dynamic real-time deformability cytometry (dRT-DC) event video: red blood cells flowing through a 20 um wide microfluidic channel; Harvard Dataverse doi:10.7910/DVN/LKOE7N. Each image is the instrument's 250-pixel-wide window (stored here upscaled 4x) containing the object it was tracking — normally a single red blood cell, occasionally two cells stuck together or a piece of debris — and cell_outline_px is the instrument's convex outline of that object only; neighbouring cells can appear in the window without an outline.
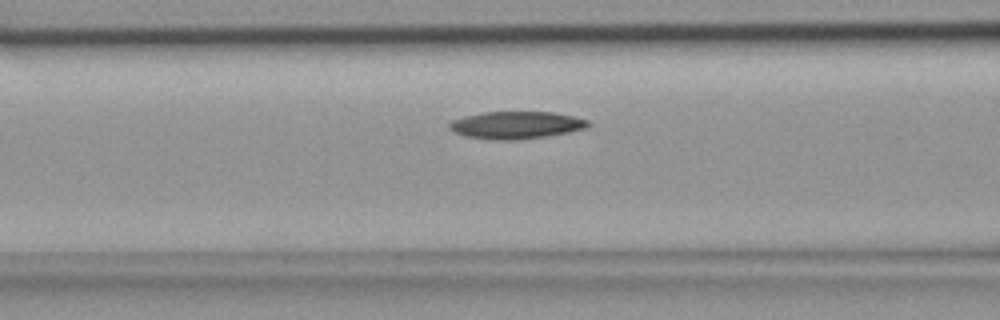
{"species": "common noctule bat (a hibernating species)", "species_latin": "Nyctalus noctula", "temperature_condition": "room temperature", "stored_images_in_passage": 23, "camera_frame_rate_fps": 3000, "um_per_image_px": 0.085, "animal": {"sex": "female", "body_mass_g": 18.4}, "frame": {"image": 1, "passage_image": 5, "time_ms": 1.333, "image_size_px": [1000, 320], "cell_outline_px": [[592, 124], [588, 128], [568, 132], [544, 136], [516, 140], [496, 140], [468, 136], [456, 132], [448, 128], [448, 124], [452, 120], [464, 116], [480, 112], [552, 112], [572, 116], [588, 120]], "centroid_in_image_um": [43.88, 10.62], "position_along_channel_um": 122.7, "area_um2": 22.02}}
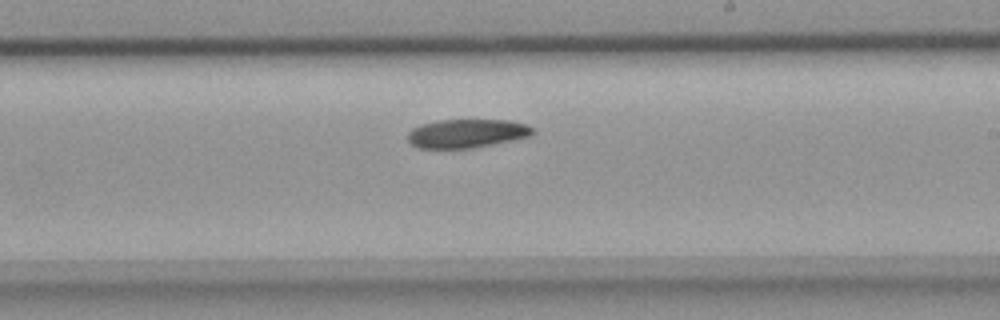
{"frame": {"image": 2, "passage_image": 13, "time_ms": 4.0, "image_size_px": [1000, 320], "cell_outline_px": [[536, 132], [532, 136], [472, 148], [416, 148], [408, 140], [408, 132], [412, 128], [420, 124], [440, 120], [508, 120], [528, 124]], "centroid_in_image_um": [39.69, 11.34], "position_along_channel_um": 249.3, "area_um2": 20.98}}
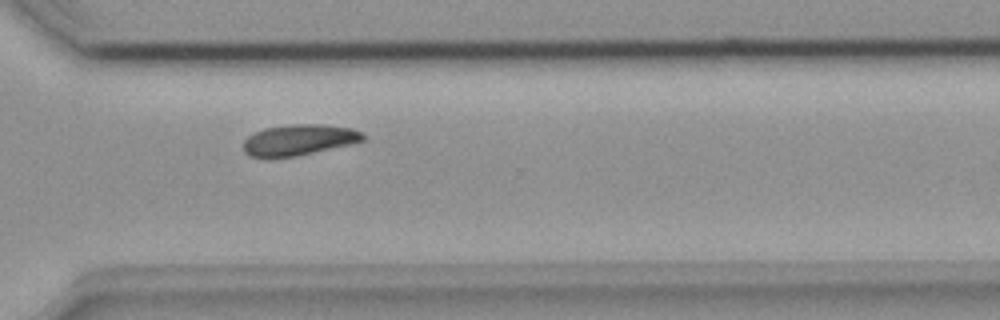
{"frame": {"image": 3, "passage_image": 19, "time_ms": 6.0, "image_size_px": [1000, 320], "cell_outline_px": [[364, 140], [348, 144], [296, 156], [252, 156], [244, 152], [244, 140], [248, 136], [264, 128], [292, 124], [324, 124], [352, 128], [360, 132], [364, 136]], "centroid_in_image_um": [25.41, 11.86], "position_along_channel_um": 345.2, "area_um2": 20.98}}